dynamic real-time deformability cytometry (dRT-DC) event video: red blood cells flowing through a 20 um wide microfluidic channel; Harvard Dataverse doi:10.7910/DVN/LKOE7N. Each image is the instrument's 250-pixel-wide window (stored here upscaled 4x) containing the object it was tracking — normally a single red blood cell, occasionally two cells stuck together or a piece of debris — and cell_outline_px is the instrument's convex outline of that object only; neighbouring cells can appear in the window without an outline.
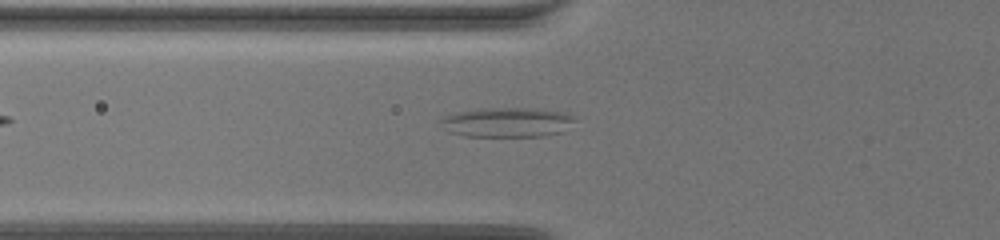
{"species": "common noctule bat (a hibernating species)", "species_latin": "Nyctalus noctula", "temperature_condition": "warm", "stored_images_in_passage": 56, "camera_frame_rate_fps": 3000, "um_per_image_px": 0.085, "animal": {"sex": "female", "body_mass_g": 19.5, "forearm_length_mm": 54.1}, "frame": {"image": 1, "passage_image": 14, "time_ms": 4.333, "image_size_px": [1000, 240], "cell_outline_px": [[576, 116], [564, 132], [544, 136], [464, 136], [448, 132], [440, 120], [440, 116], [456, 112], [492, 108], [528, 108], [564, 112]], "centroid_in_image_um": [43.1, 10.4], "position_along_channel_um": 82.7, "area_um2": 23.12}}
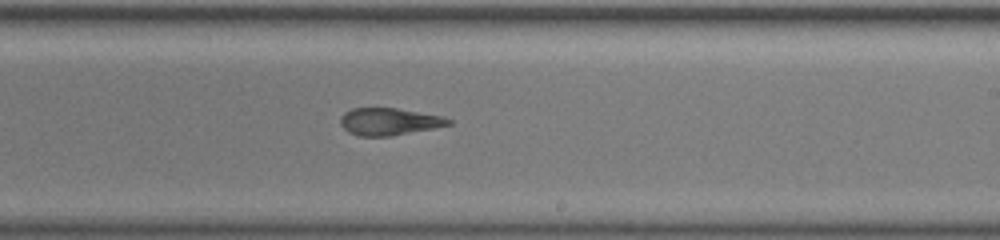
{"frame": {"image": 2, "passage_image": 31, "time_ms": 10.0, "image_size_px": [1000, 240], "cell_outline_px": [[452, 124], [392, 136], [360, 136], [348, 132], [340, 124], [340, 116], [344, 112], [352, 108], [396, 108], [444, 116], [452, 120]], "centroid_in_image_um": [33.06, 10.33], "position_along_channel_um": 255.9, "area_um2": 17.17}}
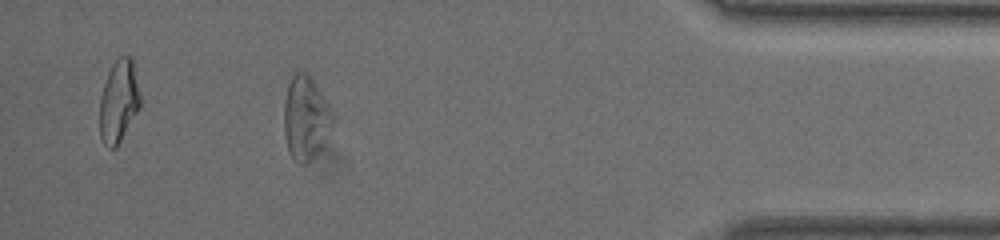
{"frame": {"image": 3, "passage_image": 50, "time_ms": 16.333, "image_size_px": [1000, 240], "cell_outline_px": [[332, 124], [320, 148], [312, 160], [304, 164], [300, 164], [288, 152], [284, 132], [284, 104], [288, 84], [292, 76], [296, 72], [308, 72], [316, 84], [332, 112]], "centroid_in_image_um": [25.95, 10.02], "position_along_channel_um": 409.3, "area_um2": 23.35}}